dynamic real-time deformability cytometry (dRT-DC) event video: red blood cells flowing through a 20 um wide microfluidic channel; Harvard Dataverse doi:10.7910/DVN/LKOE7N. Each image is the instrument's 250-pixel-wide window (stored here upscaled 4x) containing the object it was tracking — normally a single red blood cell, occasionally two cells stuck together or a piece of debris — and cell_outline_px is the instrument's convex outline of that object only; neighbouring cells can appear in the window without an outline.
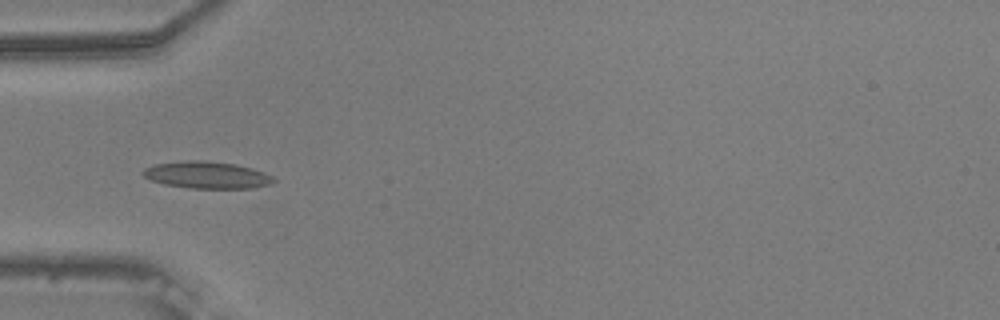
{"species": "common noctule bat (a hibernating species)", "species_latin": "Nyctalus noctula", "temperature_condition": "warm", "stored_images_in_passage": 4, "camera_frame_rate_fps": 3000, "um_per_image_px": 0.085, "animal": {"sex": "male", "body_mass_g": 20.5, "forearm_length_mm": 52.5}, "frame": {"image": 1, "passage_image": 1, "time_ms": 0.0, "image_size_px": [1000, 320], "cell_outline_px": [[276, 180], [272, 184], [252, 188], [188, 188], [164, 184], [152, 180], [144, 176], [140, 172], [144, 168], [152, 164], [188, 160], [200, 160], [236, 164], [252, 168], [264, 172], [272, 176]], "centroid_in_image_um": [17.58, 14.87], "position_along_channel_um": 67.4, "area_um2": 20.63}}